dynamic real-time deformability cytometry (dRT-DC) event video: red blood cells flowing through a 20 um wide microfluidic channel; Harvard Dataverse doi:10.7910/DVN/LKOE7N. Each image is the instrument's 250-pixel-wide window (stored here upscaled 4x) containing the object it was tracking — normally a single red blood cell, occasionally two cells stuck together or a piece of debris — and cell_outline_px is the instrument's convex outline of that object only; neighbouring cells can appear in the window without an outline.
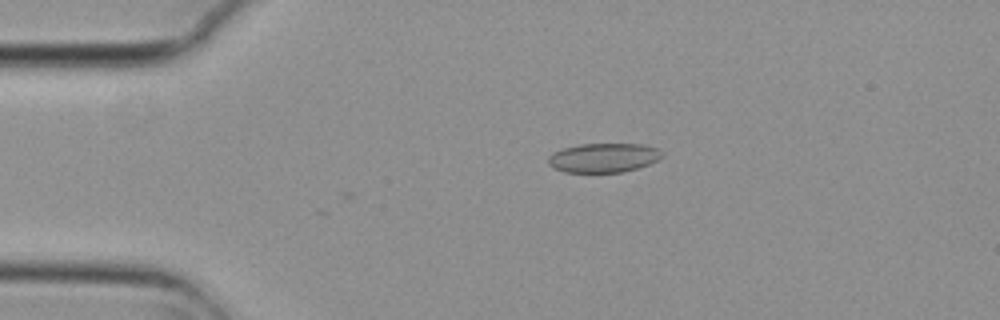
{"species": "common noctule bat (a hibernating species)", "species_latin": "Nyctalus noctula", "temperature_condition": "cold", "stored_images_in_passage": 5, "camera_frame_rate_fps": 3000, "um_per_image_px": 0.085, "animal": {"sex": "female", "body_mass_g": 29.2, "forearm_length_mm": 56.3}, "frame": {"image": 1, "passage_image": 4, "time_ms": 1.0, "image_size_px": [1000, 320], "cell_outline_px": [[664, 156], [648, 164], [636, 168], [620, 172], [564, 172], [552, 168], [548, 164], [548, 156], [552, 152], [564, 148], [580, 144], [644, 144], [656, 148], [664, 152]], "centroid_in_image_um": [51.27, 13.4], "position_along_channel_um": 33.7, "area_um2": 19.42}}